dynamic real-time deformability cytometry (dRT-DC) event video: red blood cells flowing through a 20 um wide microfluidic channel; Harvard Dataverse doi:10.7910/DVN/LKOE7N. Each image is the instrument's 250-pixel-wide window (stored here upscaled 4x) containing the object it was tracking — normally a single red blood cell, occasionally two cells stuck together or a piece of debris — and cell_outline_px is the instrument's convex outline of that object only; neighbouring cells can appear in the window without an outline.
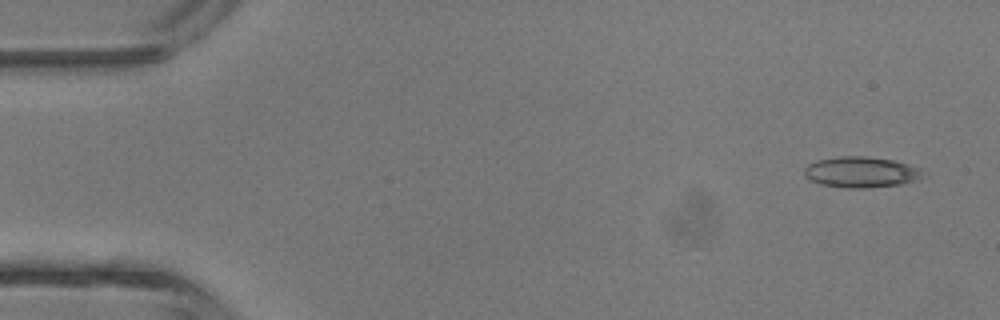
{"species": "common noctule bat (a hibernating species)", "species_latin": "Nyctalus noctula", "temperature_condition": "room temperature", "stored_images_in_passage": 3, "camera_frame_rate_fps": 3000, "um_per_image_px": 0.085, "animal": {"sex": "male", "body_mass_g": 13.3}, "frame": {"image": 1, "passage_image": 1, "time_ms": 0.0, "image_size_px": [1000, 320], "cell_outline_px": [[928, 176], [920, 180], [900, 184], [868, 188], [848, 188], [820, 184], [804, 176], [804, 168], [808, 164], [816, 160], [840, 156], [868, 156], [892, 160], [908, 164], [920, 168]], "centroid_in_image_um": [73.24, 14.63], "position_along_channel_um": 11.8, "area_um2": 21.62}}
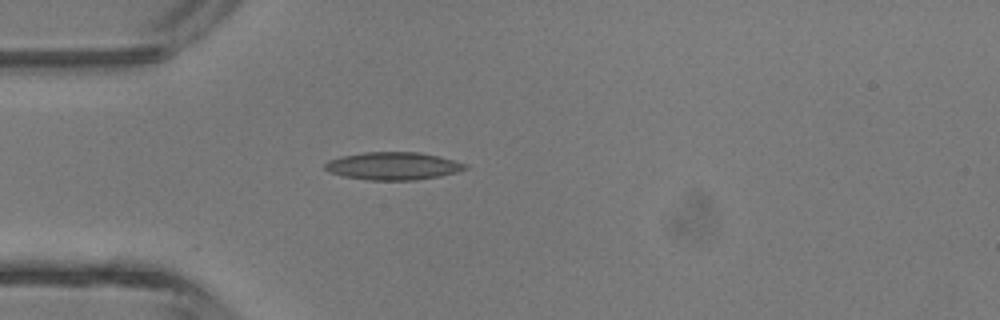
{"frame": {"image": 2, "passage_image": 3, "time_ms": 3.333, "image_size_px": [1000, 320], "cell_outline_px": [[468, 168], [456, 172], [440, 176], [416, 180], [364, 180], [344, 176], [328, 172], [324, 168], [324, 164], [328, 160], [340, 156], [364, 152], [416, 152], [440, 156], [468, 164]], "centroid_in_image_um": [33.39, 14.11], "position_along_channel_um": 51.6, "area_um2": 22.83}}